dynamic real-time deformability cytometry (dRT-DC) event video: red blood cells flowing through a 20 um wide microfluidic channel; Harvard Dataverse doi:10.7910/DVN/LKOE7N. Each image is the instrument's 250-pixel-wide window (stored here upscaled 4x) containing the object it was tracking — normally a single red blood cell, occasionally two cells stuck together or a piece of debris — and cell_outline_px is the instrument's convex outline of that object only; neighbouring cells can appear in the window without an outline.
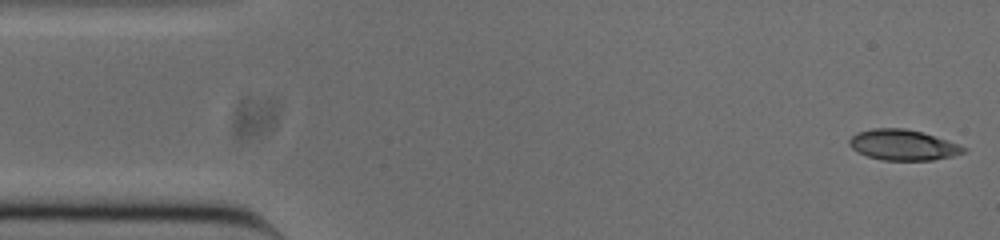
{"species": "common noctule bat (a hibernating species)", "species_latin": "Nyctalus noctula", "temperature_condition": "cold", "stored_images_in_passage": 51, "camera_frame_rate_fps": 3000, "um_per_image_px": 0.085, "animal": {"sex": "male", "body_mass_g": 20.0, "forearm_length_mm": 53.3}, "frame": {"image": 1, "passage_image": 1, "time_ms": 0.0, "image_size_px": [1000, 240], "cell_outline_px": [[968, 148], [964, 152], [952, 156], [932, 160], [884, 160], [868, 156], [856, 152], [848, 144], [848, 140], [856, 132], [872, 128], [904, 128], [920, 132]], "centroid_in_image_um": [76.68, 12.32], "position_along_channel_um": 8.3, "area_um2": 20.11}}
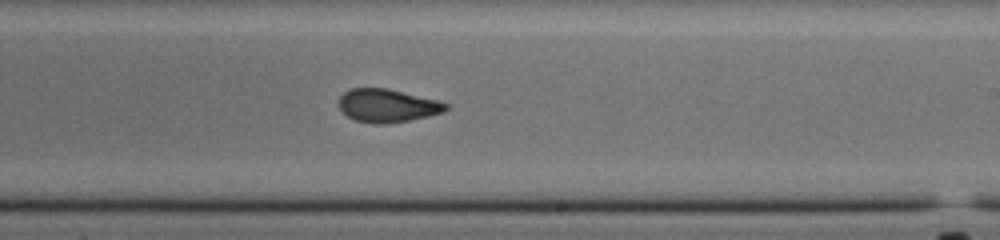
{"frame": {"image": 2, "passage_image": 29, "time_ms": 9.333, "image_size_px": [1000, 240], "cell_outline_px": [[448, 108], [444, 112], [428, 116], [388, 124], [372, 124], [356, 120], [340, 112], [336, 104], [340, 96], [344, 92], [352, 88], [388, 88], [436, 100], [448, 104]], "centroid_in_image_um": [32.86, 8.98], "position_along_channel_um": 256.1, "area_um2": 20.87}}
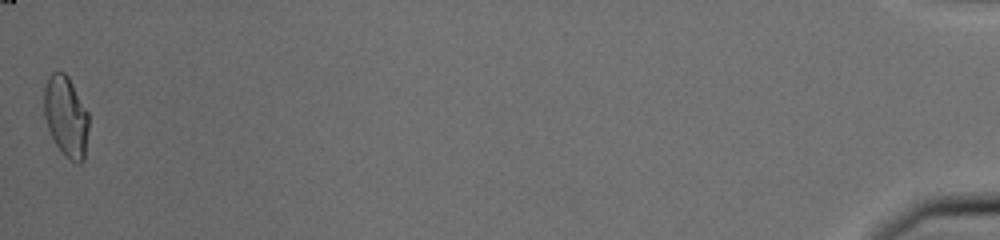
{"frame": {"image": 3, "passage_image": 51, "time_ms": 16.667, "image_size_px": [1000, 240], "cell_outline_px": [[88, 128], [84, 160], [80, 164], [72, 160], [56, 144], [48, 128], [44, 116], [44, 88], [48, 76], [52, 72], [64, 72], [68, 76], [88, 112]], "centroid_in_image_um": [5.61, 9.85], "position_along_channel_um": 429.6, "area_um2": 20.69}, "authors_computed_cell_mechanics": {"area_um2": 20.9814, "velocity_mm_per_s": 3.8522, "shape_relaxation_time_tau1_ms": 7.8983, "shape_relaxation_time_tau2_ms": 1.8354, "deformation_change_tau1": 0.2091, "deformation_change_tau2": 0.055}}